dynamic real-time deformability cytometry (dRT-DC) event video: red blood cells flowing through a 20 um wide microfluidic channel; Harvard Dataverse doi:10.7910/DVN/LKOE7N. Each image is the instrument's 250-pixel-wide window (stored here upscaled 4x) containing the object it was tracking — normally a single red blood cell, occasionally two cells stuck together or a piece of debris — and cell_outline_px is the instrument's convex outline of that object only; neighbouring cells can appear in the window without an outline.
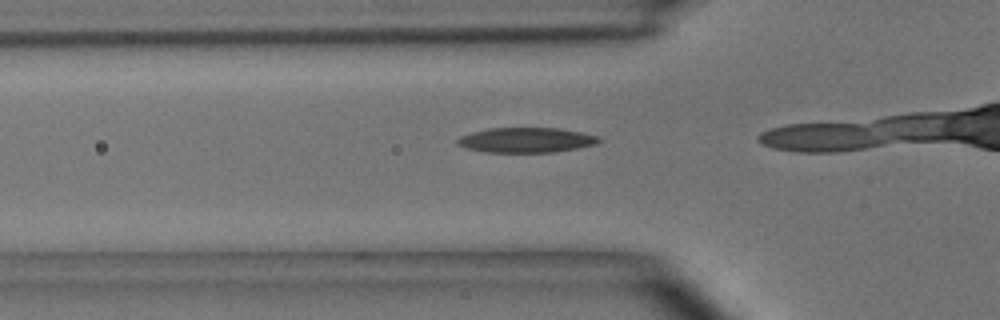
{"species": "common noctule bat (a hibernating species)", "species_latin": "Nyctalus noctula", "temperature_condition": "room temperature", "stored_images_in_passage": 6, "camera_frame_rate_fps": 3000, "um_per_image_px": 0.085, "animal": {"sex": "male", "body_mass_g": 15.6}, "frame": {"image": 1, "passage_image": 4, "time_ms": 1.0, "image_size_px": [1000, 320], "cell_outline_px": [[600, 140], [596, 144], [556, 152], [484, 152], [468, 148], [456, 144], [456, 140], [460, 136], [472, 132], [488, 128], [560, 128], [580, 132], [596, 136]], "centroid_in_image_um": [44.68, 11.9], "position_along_channel_um": 81.1, "area_um2": 20.46}}